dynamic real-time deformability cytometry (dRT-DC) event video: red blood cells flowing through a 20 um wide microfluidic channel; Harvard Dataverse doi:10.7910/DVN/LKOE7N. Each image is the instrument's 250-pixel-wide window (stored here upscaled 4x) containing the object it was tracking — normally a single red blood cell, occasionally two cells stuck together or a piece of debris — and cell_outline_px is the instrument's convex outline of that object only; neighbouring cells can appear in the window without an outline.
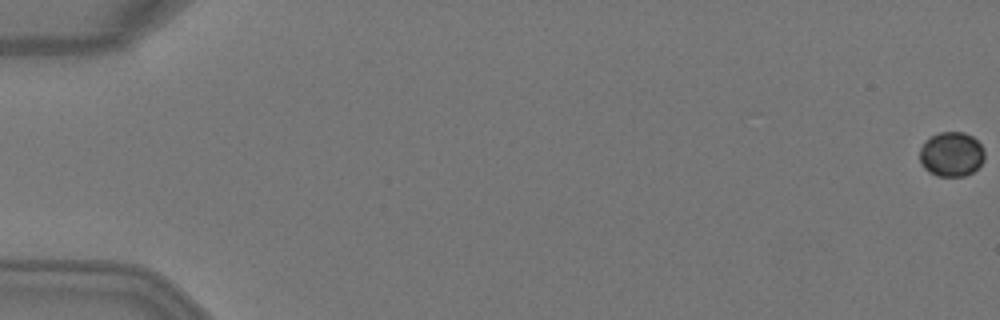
{"species": "Egyptian fruit bat (a non-hibernating species)", "species_latin": "Rousettus aegyptiacus", "temperature_condition": "warm", "stored_images_in_passage": 8, "camera_frame_rate_fps": 3000, "um_per_image_px": 0.085, "animal": {"sex": "female"}, "frame": {"image": 1, "passage_image": 1, "time_ms": 0.0, "image_size_px": [1000, 320], "cell_outline_px": [[984, 160], [972, 172], [964, 176], [936, 176], [928, 172], [920, 164], [920, 148], [924, 140], [940, 132], [964, 132], [972, 136], [984, 148]], "centroid_in_image_um": [80.85, 13.11], "position_along_channel_um": 4.2, "area_um2": 16.99}}
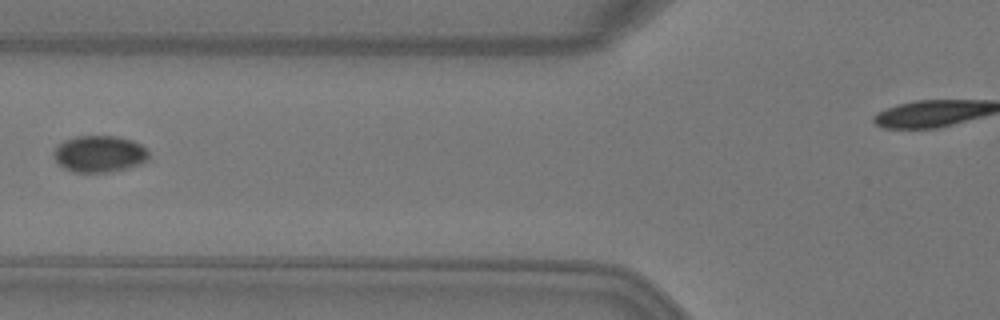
{"frame": {"image": 2, "passage_image": 7, "time_ms": 2.0, "image_size_px": [1000, 320], "cell_outline_px": [[148, 160], [140, 164], [128, 168], [108, 172], [72, 172], [64, 168], [56, 160], [52, 152], [64, 140], [76, 136], [116, 136], [132, 140], [148, 148]], "centroid_in_image_um": [8.47, 13.08], "position_along_channel_um": 117.3, "area_um2": 20.35}}